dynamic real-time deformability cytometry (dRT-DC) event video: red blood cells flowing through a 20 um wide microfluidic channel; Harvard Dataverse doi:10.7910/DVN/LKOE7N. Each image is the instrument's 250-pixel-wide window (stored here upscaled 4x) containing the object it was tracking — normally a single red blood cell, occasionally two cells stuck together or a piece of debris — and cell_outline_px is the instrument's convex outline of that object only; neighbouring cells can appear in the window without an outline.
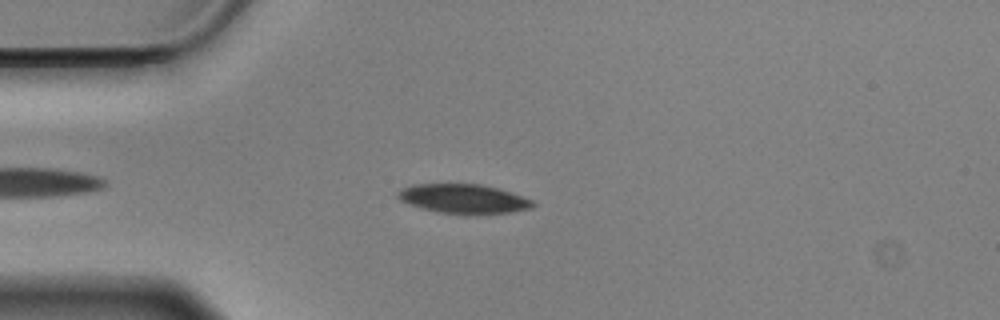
{"species": "Egyptian fruit bat (a non-hibernating species)", "species_latin": "Rousettus aegyptiacus", "temperature_condition": "cold", "stored_images_in_passage": 40, "camera_frame_rate_fps": 3000, "um_per_image_px": 0.085, "animal": {"sex": "male"}, "frame": {"image": 1, "passage_image": 5, "time_ms": 1.333, "image_size_px": [1000, 320], "cell_outline_px": [[536, 204], [532, 208], [512, 212], [436, 212], [420, 208], [408, 204], [400, 200], [396, 196], [396, 192], [412, 184], [480, 184], [512, 192], [532, 200]], "centroid_in_image_um": [39.36, 16.87], "position_along_channel_um": 45.6, "area_um2": 22.48}}
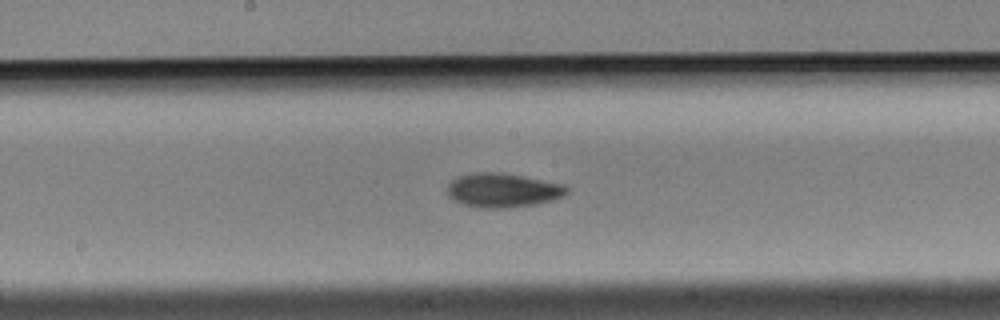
{"frame": {"image": 2, "passage_image": 20, "time_ms": 6.333, "image_size_px": [1000, 320], "cell_outline_px": [[568, 192], [564, 196], [556, 200], [536, 204], [504, 208], [480, 208], [460, 204], [448, 196], [448, 184], [456, 176], [472, 172], [500, 172], [524, 176], [564, 184], [568, 188]], "centroid_in_image_um": [42.74, 16.17], "position_along_channel_um": 205.5, "area_um2": 24.16}}
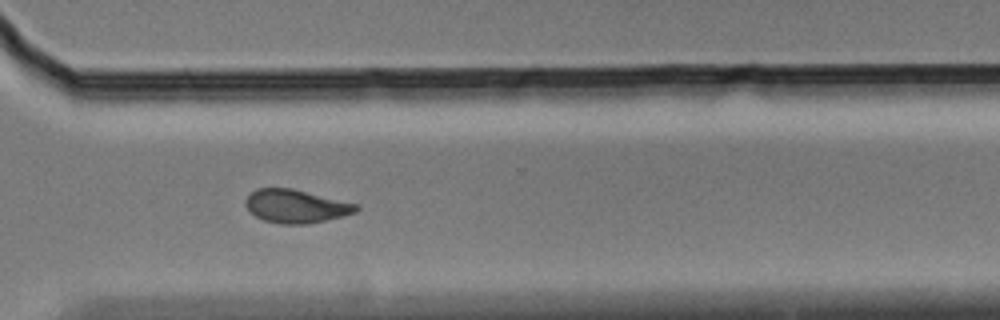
{"frame": {"image": 3, "passage_image": 32, "time_ms": 10.333, "image_size_px": [1000, 320], "cell_outline_px": [[360, 208], [356, 212], [344, 216], [308, 224], [280, 224], [264, 220], [256, 216], [244, 204], [244, 200], [256, 188], [292, 188], [360, 204]], "centroid_in_image_um": [25.2, 17.52], "position_along_channel_um": 345.4, "area_um2": 21.62}, "authors_computed_cell_mechanics": {"area_um2": 22.7443, "velocity_mm_per_s": 3.5092, "shape_relaxation_time_tau1_ms": 3.2136, "shape_relaxation_time_tau2_ms": 4.429, "deformation_change_tau1": 0.1051, "deformation_change_tau2": 0.0942}}